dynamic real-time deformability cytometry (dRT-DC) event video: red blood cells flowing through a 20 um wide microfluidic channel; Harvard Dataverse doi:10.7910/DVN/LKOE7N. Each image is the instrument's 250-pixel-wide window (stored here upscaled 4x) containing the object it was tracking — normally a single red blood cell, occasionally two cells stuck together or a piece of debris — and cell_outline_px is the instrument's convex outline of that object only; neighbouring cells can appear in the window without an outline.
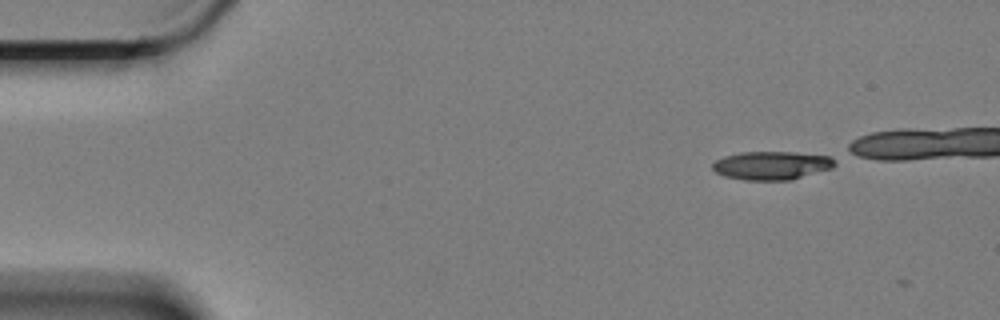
{"species": "Egyptian fruit bat (a non-hibernating species)", "species_latin": "Rousettus aegyptiacus", "temperature_condition": "cold", "stored_images_in_passage": 8, "camera_frame_rate_fps": 3000, "um_per_image_px": 0.085, "animal": {"sex": "female"}, "frame": {"image": 1, "passage_image": 1, "time_ms": 0.0, "image_size_px": [1000, 320], "cell_outline_px": [[836, 164], [832, 168], [788, 180], [744, 180], [724, 176], [716, 172], [712, 168], [712, 164], [716, 160], [724, 156], [740, 152], [796, 152], [832, 156], [836, 160]], "centroid_in_image_um": [65.6, 14.05], "position_along_channel_um": 19.4, "area_um2": 20.29}}